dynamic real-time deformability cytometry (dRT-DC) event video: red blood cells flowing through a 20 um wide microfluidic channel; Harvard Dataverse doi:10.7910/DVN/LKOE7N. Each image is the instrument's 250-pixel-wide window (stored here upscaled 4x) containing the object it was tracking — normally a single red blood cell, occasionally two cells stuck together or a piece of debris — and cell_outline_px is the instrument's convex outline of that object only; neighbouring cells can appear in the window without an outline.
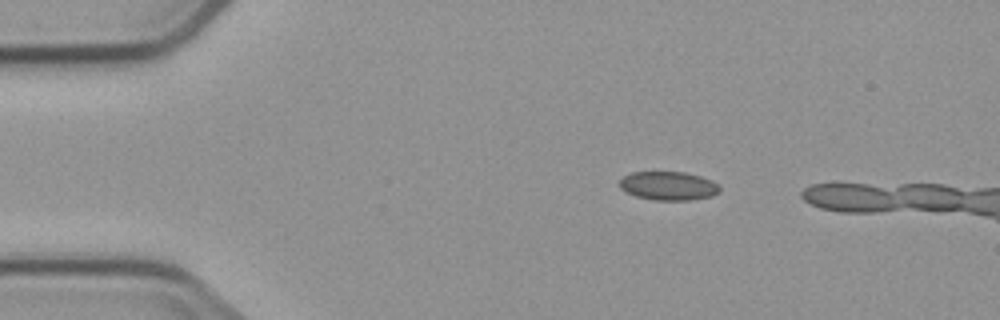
{"species": "common noctule bat (a hibernating species)", "species_latin": "Nyctalus noctula", "temperature_condition": "cold", "stored_images_in_passage": 8, "camera_frame_rate_fps": 3000, "um_per_image_px": 0.085, "animal": {"sex": "male", "body_mass_g": 23.1, "forearm_length_mm": 52.7}, "frame": {"image": 1, "passage_image": 3, "time_ms": 2.0, "image_size_px": [1000, 320], "cell_outline_px": [[720, 192], [712, 196], [692, 200], [656, 200], [636, 196], [620, 188], [620, 180], [624, 176], [632, 172], [684, 172], [700, 176], [712, 180], [720, 188]], "centroid_in_image_um": [56.84, 15.8], "position_along_channel_um": 28.2, "area_um2": 16.65}}
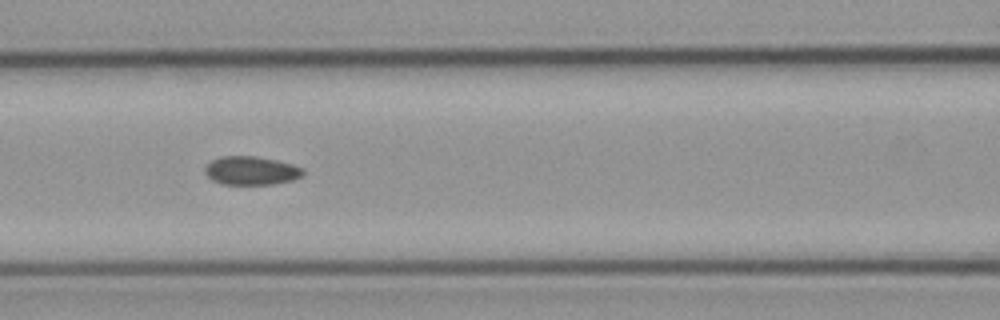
{"frame": {"image": 2, "passage_image": 7, "time_ms": 6.667, "image_size_px": [1000, 320], "cell_outline_px": [[304, 172], [300, 176], [292, 180], [272, 184], [220, 184], [212, 180], [204, 172], [204, 168], [212, 160], [220, 156], [256, 156], [276, 160], [292, 164], [304, 168]], "centroid_in_image_um": [21.33, 14.5], "position_along_channel_um": 145.3, "area_um2": 16.3}}
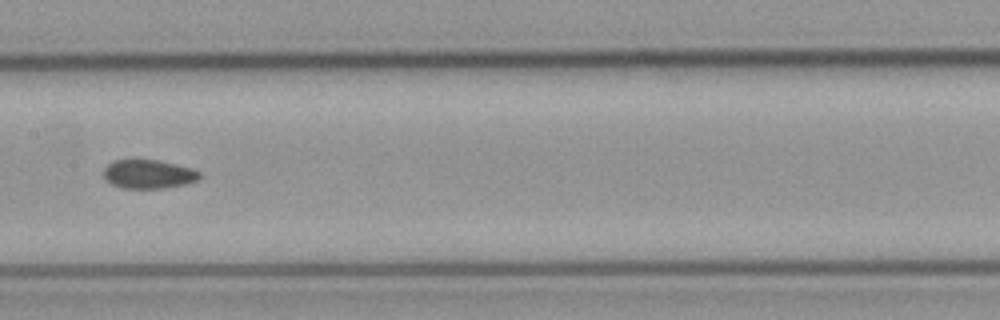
{"frame": {"image": 3, "passage_image": 8, "time_ms": 8.0, "image_size_px": [1000, 320], "cell_outline_px": [[200, 176], [196, 180], [184, 184], [164, 188], [120, 188], [112, 184], [104, 176], [104, 168], [108, 164], [116, 160], [156, 160], [176, 164], [192, 168], [200, 172]], "centroid_in_image_um": [12.62, 14.8], "position_along_channel_um": 194.8, "area_um2": 15.9}}